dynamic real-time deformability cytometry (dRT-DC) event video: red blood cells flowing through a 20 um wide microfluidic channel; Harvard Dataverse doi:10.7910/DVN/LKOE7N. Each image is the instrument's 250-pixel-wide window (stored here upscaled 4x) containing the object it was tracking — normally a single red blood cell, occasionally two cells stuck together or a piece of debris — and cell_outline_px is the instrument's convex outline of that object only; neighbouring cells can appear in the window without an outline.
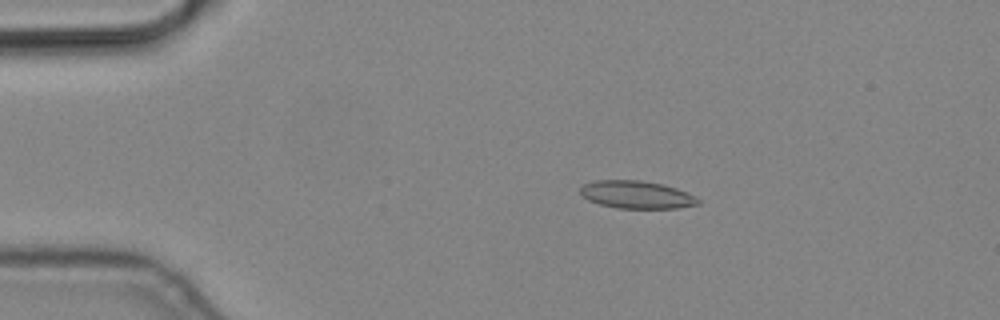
{"species": "common noctule bat (a hibernating species)", "species_latin": "Nyctalus noctula", "temperature_condition": "cold", "stored_images_in_passage": 8, "camera_frame_rate_fps": 3000, "um_per_image_px": 0.085, "animal": {"sex": "male", "body_mass_g": 19.2, "forearm_length_mm": 51.8}, "frame": {"image": 1, "passage_image": 4, "time_ms": 1.0, "image_size_px": [1000, 320], "cell_outline_px": [[700, 204], [676, 208], [620, 208], [600, 204], [588, 200], [580, 192], [580, 188], [584, 184], [596, 180], [640, 180], [660, 184], [676, 188], [700, 200]], "centroid_in_image_um": [54.08, 16.55], "position_along_channel_um": 30.9, "area_um2": 18.67}}
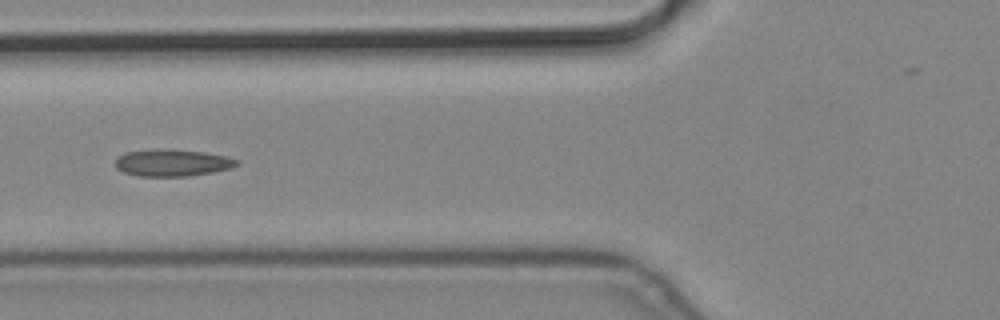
{"frame": {"image": 2, "passage_image": 7, "time_ms": 2.0, "image_size_px": [1000, 320], "cell_outline_px": [[240, 164], [232, 168], [212, 172], [188, 176], [140, 176], [124, 172], [116, 168], [112, 164], [116, 156], [124, 152], [204, 152], [228, 156], [240, 160]], "centroid_in_image_um": [14.67, 13.89], "position_along_channel_um": 111.1, "area_um2": 18.32}}
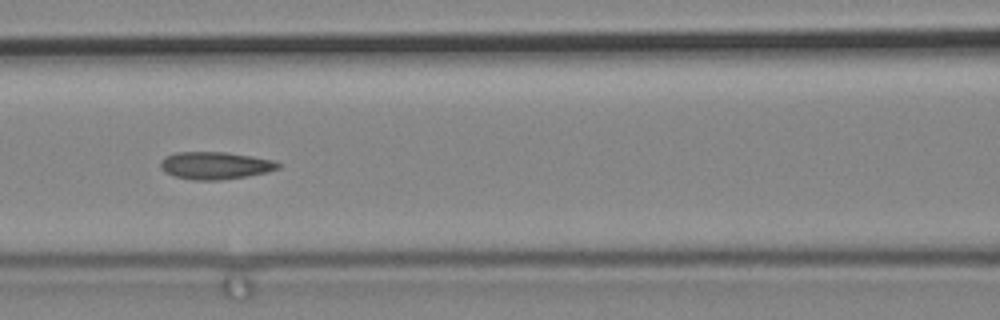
{"frame": {"image": 3, "passage_image": 8, "time_ms": 2.333, "image_size_px": [1000, 320], "cell_outline_px": [[280, 168], [268, 172], [244, 176], [216, 180], [192, 180], [176, 176], [164, 172], [160, 168], [160, 160], [164, 156], [176, 152], [224, 152], [252, 156], [276, 160], [280, 164]], "centroid_in_image_um": [18.28, 14.05], "position_along_channel_um": 148.3, "area_um2": 18.84}}